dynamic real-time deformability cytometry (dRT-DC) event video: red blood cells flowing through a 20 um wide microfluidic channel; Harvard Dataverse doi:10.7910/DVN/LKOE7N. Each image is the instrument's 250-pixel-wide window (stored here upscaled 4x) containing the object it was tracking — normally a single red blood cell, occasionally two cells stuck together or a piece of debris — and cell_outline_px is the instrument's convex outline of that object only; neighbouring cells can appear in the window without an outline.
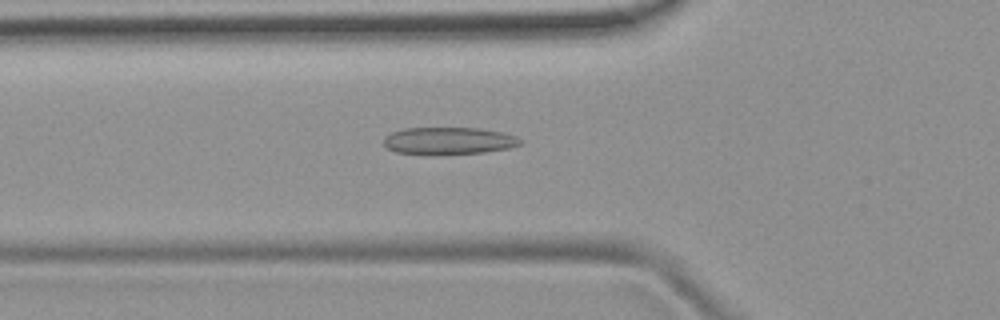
{"species": "common noctule bat (a hibernating species)", "species_latin": "Nyctalus noctula", "temperature_condition": "room temperature", "stored_images_in_passage": 37, "camera_frame_rate_fps": 3000, "um_per_image_px": 0.085, "animal": {"sex": "female", "body_mass_g": 19.9}, "frame": {"image": 1, "passage_image": 3, "time_ms": 0.667, "image_size_px": [1000, 320], "cell_outline_px": [[520, 144], [508, 148], [484, 152], [396, 152], [388, 148], [384, 144], [384, 136], [392, 132], [404, 128], [480, 128], [504, 132], [516, 136], [520, 140]], "centroid_in_image_um": [38.16, 11.92], "position_along_channel_um": 87.6, "area_um2": 20.75}}
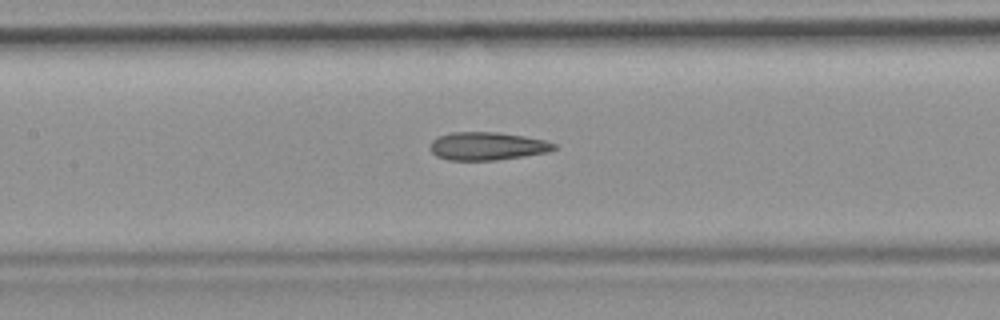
{"frame": {"image": 2, "passage_image": 9, "time_ms": 2.667, "image_size_px": [1000, 320], "cell_outline_px": [[556, 148], [548, 152], [524, 156], [496, 160], [448, 160], [436, 156], [432, 152], [428, 144], [436, 136], [452, 132], [496, 132], [524, 136], [544, 140], [556, 144]], "centroid_in_image_um": [41.37, 12.42], "position_along_channel_um": 166.0, "area_um2": 20.35}}
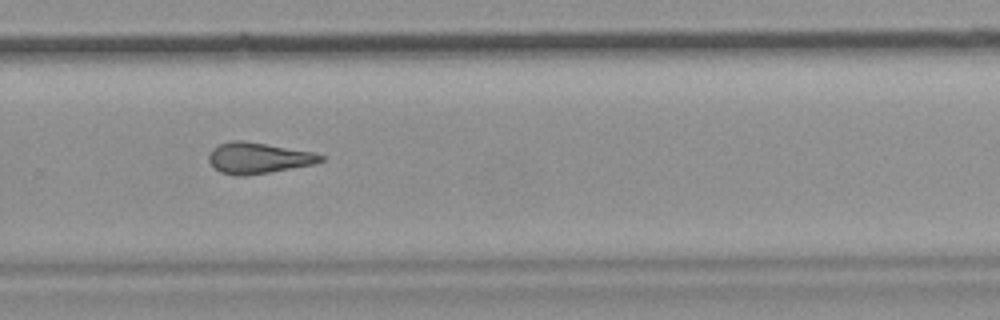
{"frame": {"image": 3, "passage_image": 20, "time_ms": 6.333, "image_size_px": [1000, 320], "cell_outline_px": [[328, 156], [324, 160], [316, 164], [268, 172], [240, 176], [220, 172], [208, 160], [208, 156], [212, 148], [220, 144], [232, 140], [244, 140], [312, 152]], "centroid_in_image_um": [21.98, 13.42], "position_along_channel_um": 307.8, "area_um2": 20.11}, "authors_computed_cell_mechanics": {"area_um2": 20.1144, "velocity_mm_per_s": 3.8876, "shape_relaxation_time_tau1_ms": null, "shape_relaxation_time_tau2_ms": 4.5359, "deformation_change_tau1": null, "deformation_change_tau2": 0.1423}}